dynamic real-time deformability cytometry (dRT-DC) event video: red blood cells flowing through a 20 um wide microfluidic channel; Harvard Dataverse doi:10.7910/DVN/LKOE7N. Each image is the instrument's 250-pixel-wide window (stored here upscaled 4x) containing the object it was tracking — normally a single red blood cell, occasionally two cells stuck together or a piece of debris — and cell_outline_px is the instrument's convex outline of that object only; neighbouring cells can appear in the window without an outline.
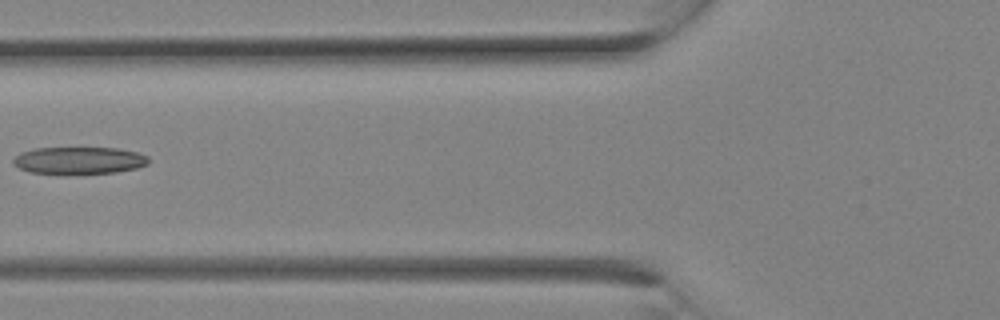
{"species": "Egyptian fruit bat (a non-hibernating species)", "species_latin": "Rousettus aegyptiacus", "temperature_condition": "room temperature", "stored_images_in_passage": 15, "camera_frame_rate_fps": 3000, "um_per_image_px": 0.085, "animal": {"sex": "female"}, "frame": {"image": 1, "passage_image": 11, "time_ms": 3.333, "image_size_px": [1000, 320], "cell_outline_px": [[148, 164], [136, 168], [116, 172], [32, 172], [20, 168], [12, 164], [12, 160], [20, 152], [36, 148], [120, 148], [136, 152], [148, 156]], "centroid_in_image_um": [6.73, 13.6], "position_along_channel_um": 119.1, "area_um2": 20.81}}
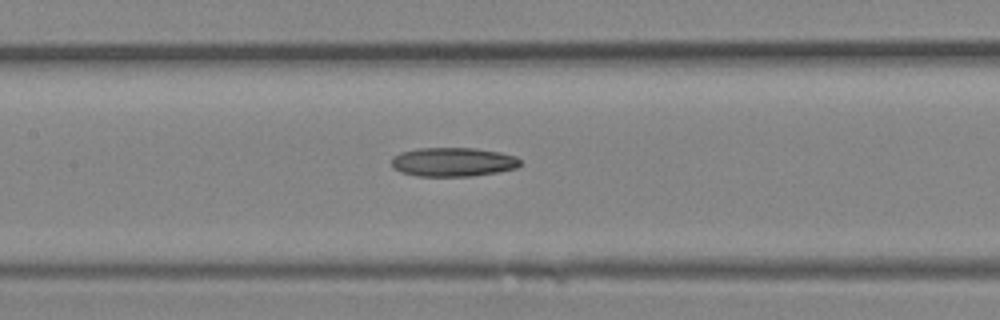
{"frame": {"image": 2, "passage_image": 13, "time_ms": 4.0, "image_size_px": [1000, 320], "cell_outline_px": [[520, 164], [516, 168], [500, 172], [472, 176], [416, 176], [400, 172], [392, 168], [392, 156], [400, 152], [416, 148], [476, 148], [500, 152], [516, 156], [520, 160]], "centroid_in_image_um": [38.49, 13.77], "position_along_channel_um": 168.9, "area_um2": 22.02}}
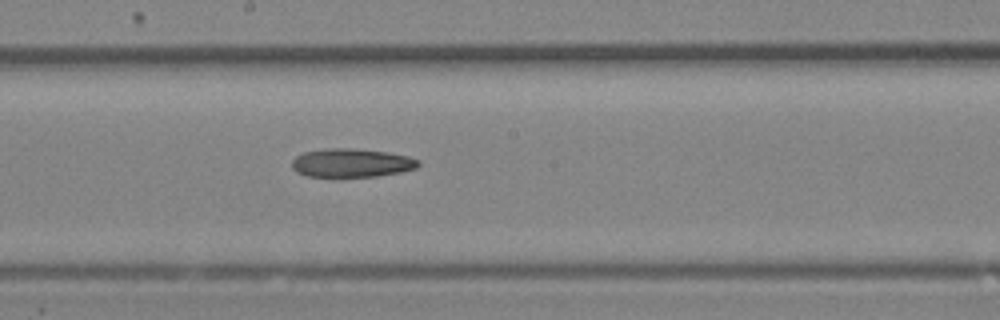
{"frame": {"image": 3, "passage_image": 15, "time_ms": 4.667, "image_size_px": [1000, 320], "cell_outline_px": [[420, 164], [416, 168], [400, 172], [376, 176], [308, 176], [296, 172], [292, 168], [292, 160], [296, 156], [304, 152], [328, 148], [352, 148], [388, 152], [408, 156], [420, 160]], "centroid_in_image_um": [29.89, 13.83], "position_along_channel_um": 218.3, "area_um2": 20.98}}